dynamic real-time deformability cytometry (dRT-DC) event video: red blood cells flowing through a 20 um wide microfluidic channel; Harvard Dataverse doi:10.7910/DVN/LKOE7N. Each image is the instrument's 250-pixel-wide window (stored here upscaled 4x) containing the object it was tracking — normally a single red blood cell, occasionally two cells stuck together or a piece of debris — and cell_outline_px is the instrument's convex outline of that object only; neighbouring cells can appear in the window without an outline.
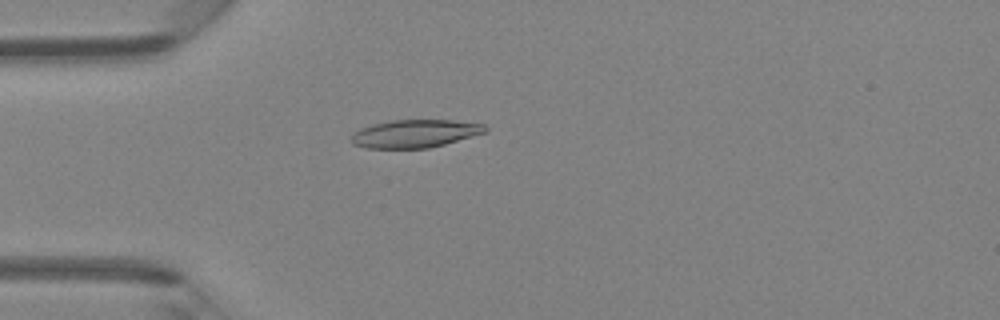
{"species": "Egyptian fruit bat (a non-hibernating species)", "species_latin": "Rousettus aegyptiacus", "temperature_condition": "room temperature", "stored_images_in_passage": 2, "camera_frame_rate_fps": 3000, "um_per_image_px": 0.085, "animal": {"sex": "female"}, "frame": {"image": 1, "passage_image": 2, "time_ms": 0.333, "image_size_px": [1000, 320], "cell_outline_px": [[488, 132], [444, 144], [428, 148], [368, 148], [352, 144], [352, 136], [360, 128], [372, 124], [392, 120], [452, 120], [484, 124], [488, 128]], "centroid_in_image_um": [35.3, 11.35], "position_along_channel_um": 49.7, "area_um2": 21.73}}